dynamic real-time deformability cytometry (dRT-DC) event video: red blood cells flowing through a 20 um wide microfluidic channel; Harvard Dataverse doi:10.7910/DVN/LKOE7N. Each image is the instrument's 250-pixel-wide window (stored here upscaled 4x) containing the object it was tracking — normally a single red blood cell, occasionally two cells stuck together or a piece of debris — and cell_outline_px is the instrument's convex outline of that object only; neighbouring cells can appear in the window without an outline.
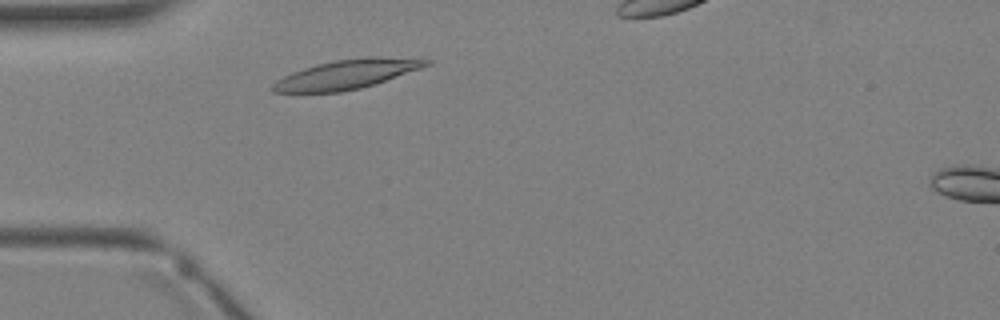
{"species": "Egyptian fruit bat (a non-hibernating species)", "species_latin": "Rousettus aegyptiacus", "temperature_condition": "warm", "stored_images_in_passage": 2, "camera_frame_rate_fps": 3000, "um_per_image_px": 0.085, "animal": {"sex": "female"}, "frame": {"image": 1, "passage_image": 1, "time_ms": 0.0, "image_size_px": [1000, 320], "cell_outline_px": [[432, 64], [376, 84], [360, 88], [340, 92], [272, 92], [272, 84], [276, 80], [292, 72], [316, 64], [336, 60], [368, 56], [376, 56], [432, 60]], "centroid_in_image_um": [29.49, 6.31], "position_along_channel_um": 55.5, "area_um2": 26.07}}